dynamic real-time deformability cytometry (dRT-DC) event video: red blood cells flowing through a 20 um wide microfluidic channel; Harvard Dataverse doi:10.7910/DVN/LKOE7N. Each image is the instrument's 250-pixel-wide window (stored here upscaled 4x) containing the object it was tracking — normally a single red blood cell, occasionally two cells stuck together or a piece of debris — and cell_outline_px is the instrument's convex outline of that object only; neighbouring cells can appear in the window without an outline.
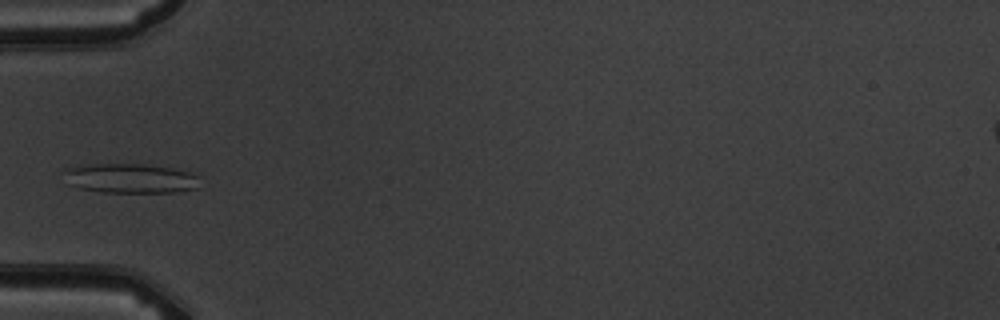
{"species": "common noctule bat (a hibernating species)", "species_latin": "Nyctalus noctula", "temperature_condition": "warm", "stored_images_in_passage": 5, "camera_frame_rate_fps": 3000, "um_per_image_px": 0.085, "animal": {"sex": "male", "body_mass_g": 19.5, "forearm_length_mm": 54.6}, "frame": {"image": 1, "passage_image": 5, "time_ms": 4.667, "image_size_px": [1000, 320], "cell_outline_px": [[200, 176], [196, 188], [176, 192], [104, 192], [76, 188], [68, 184], [60, 172], [64, 168], [80, 164], [144, 164], [172, 168], [188, 172]], "centroid_in_image_um": [10.97, 15.15], "position_along_channel_um": 74.0, "area_um2": 23.81}}